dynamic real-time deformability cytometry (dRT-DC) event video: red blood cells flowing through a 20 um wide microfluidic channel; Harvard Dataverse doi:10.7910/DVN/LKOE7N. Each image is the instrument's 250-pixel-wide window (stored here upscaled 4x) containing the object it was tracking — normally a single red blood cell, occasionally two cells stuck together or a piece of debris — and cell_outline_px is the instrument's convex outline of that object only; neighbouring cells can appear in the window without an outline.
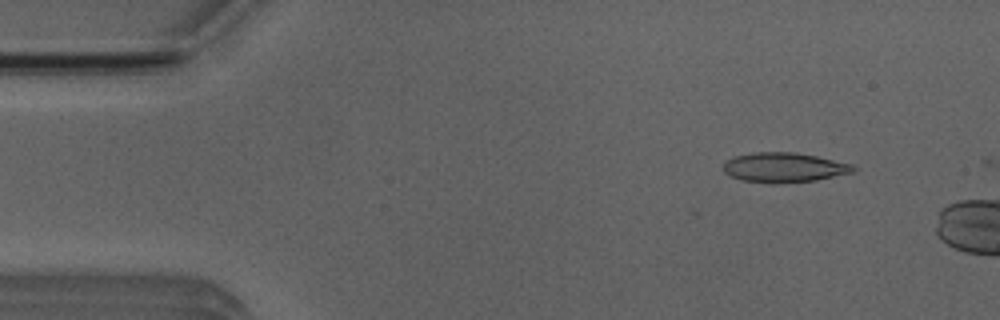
{"species": "Egyptian fruit bat (a non-hibernating species)", "species_latin": "Rousettus aegyptiacus", "temperature_condition": "room temperature", "stored_images_in_passage": 3, "camera_frame_rate_fps": 3000, "um_per_image_px": 0.085, "animal": {"sex": "male"}, "frame": {"image": 1, "passage_image": 2, "time_ms": 1.0, "image_size_px": [1000, 320], "cell_outline_px": [[860, 168], [856, 172], [816, 180], [776, 184], [772, 184], [740, 180], [724, 172], [724, 164], [728, 160], [736, 156], [756, 152], [792, 152], [816, 156], [852, 164]], "centroid_in_image_um": [66.71, 14.25], "position_along_channel_um": 18.3, "area_um2": 22.6}}